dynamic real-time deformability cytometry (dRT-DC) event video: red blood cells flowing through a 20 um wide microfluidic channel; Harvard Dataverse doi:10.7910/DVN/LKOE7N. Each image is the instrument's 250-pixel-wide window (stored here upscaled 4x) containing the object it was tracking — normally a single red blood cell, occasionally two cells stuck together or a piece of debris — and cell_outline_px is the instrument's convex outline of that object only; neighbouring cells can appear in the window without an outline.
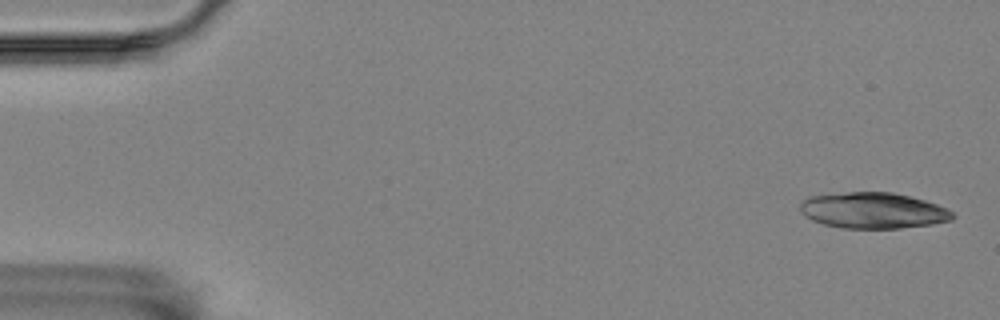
{"species": "Egyptian fruit bat (a non-hibernating species)", "species_latin": "Rousettus aegyptiacus", "temperature_condition": "room temperature", "stored_images_in_passage": 5, "camera_frame_rate_fps": 3000, "um_per_image_px": 0.085, "animal": {"sex": "female"}, "frame": {"image": 1, "passage_image": 1, "time_ms": 0.0, "image_size_px": [1000, 320], "cell_outline_px": [[956, 216], [952, 220], [932, 224], [900, 228], [844, 228], [824, 224], [812, 220], [800, 212], [800, 204], [808, 196], [848, 192], [892, 192], [924, 200], [948, 208]], "centroid_in_image_um": [74.22, 17.89], "position_along_channel_um": 10.8, "area_um2": 31.91}}
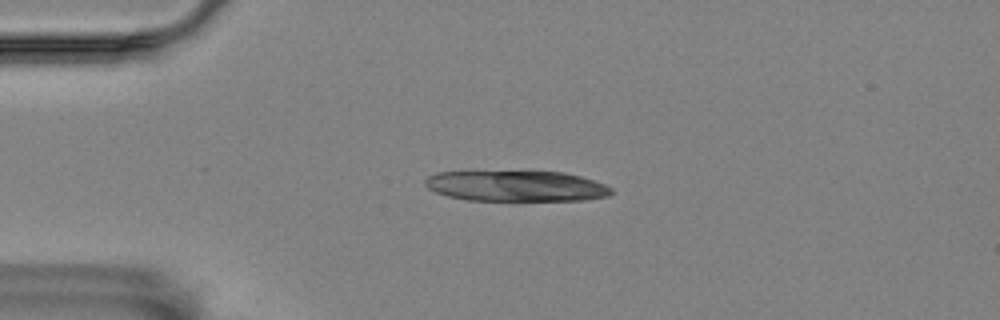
{"frame": {"image": 2, "passage_image": 4, "time_ms": 1.0, "image_size_px": [1000, 320], "cell_outline_px": [[612, 192], [608, 196], [584, 200], [468, 200], [448, 196], [436, 192], [428, 188], [424, 184], [424, 180], [428, 176], [436, 172], [564, 172], [580, 176], [604, 184], [612, 188]], "centroid_in_image_um": [43.86, 15.81], "position_along_channel_um": 41.1, "area_um2": 33.0}}